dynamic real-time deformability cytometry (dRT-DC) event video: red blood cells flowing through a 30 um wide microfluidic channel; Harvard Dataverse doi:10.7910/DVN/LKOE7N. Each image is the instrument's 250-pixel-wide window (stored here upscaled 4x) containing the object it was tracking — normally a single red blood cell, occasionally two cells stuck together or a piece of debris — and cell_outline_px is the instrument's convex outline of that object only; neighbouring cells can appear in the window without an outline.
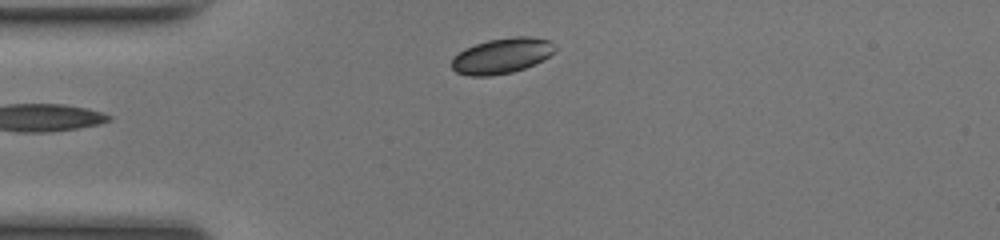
{"species": "common noctule bat (a hibernating species)", "species_latin": "Nyctalus noctula", "temperature_condition": "room temperature", "stored_images_in_passage": 33, "camera_frame_rate_fps": 3000, "um_per_image_px": 0.085, "animal": {"sex": "female", "body_mass_g": 17.0, "forearm_length_mm": 48.0}, "frame": {"image": 1, "passage_image": 1, "time_ms": 0.0, "image_size_px": [1000, 240], "cell_outline_px": [[556, 48], [548, 56], [524, 68], [512, 72], [488, 76], [472, 76], [456, 72], [452, 68], [452, 60], [464, 48], [488, 40], [516, 36], [528, 36], [548, 40]], "centroid_in_image_um": [42.62, 4.74], "position_along_channel_um": 42.4, "area_um2": 20.87}}
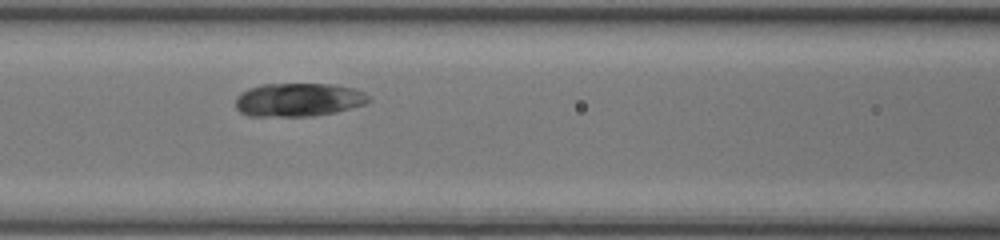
{"frame": {"image": 2, "passage_image": 10, "time_ms": 3.0, "image_size_px": [1000, 240], "cell_outline_px": [[372, 100], [364, 104], [336, 112], [312, 116], [248, 116], [240, 112], [236, 108], [236, 96], [240, 92], [248, 88], [260, 84], [332, 84], [352, 88], [364, 92]], "centroid_in_image_um": [25.33, 8.48], "position_along_channel_um": 141.3, "area_um2": 26.07}}
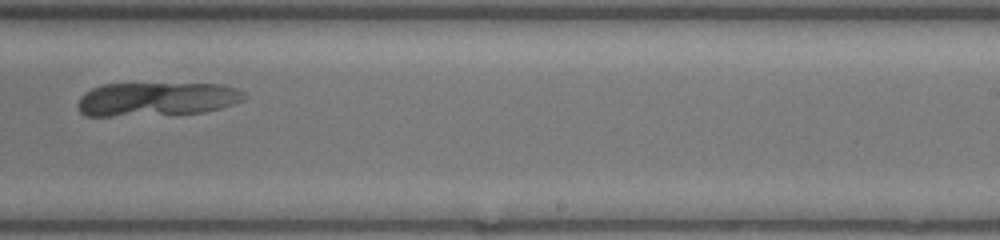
{"frame": {"image": 3, "passage_image": 20, "time_ms": 6.333, "image_size_px": [1000, 240], "cell_outline_px": [[248, 96], [244, 100], [220, 108], [204, 112], [112, 116], [84, 116], [80, 112], [76, 104], [80, 96], [84, 92], [92, 88], [104, 84], [220, 84], [236, 88], [244, 92]], "centroid_in_image_um": [13.29, 8.42], "position_along_channel_um": 275.7, "area_um2": 32.71}, "authors_computed_cell_mechanics": {"area_um2": 27.5128, "velocity_mm_per_s": 4.0509, "shape_relaxation_time_tau1_ms": 4.8345, "shape_relaxation_time_tau2_ms": null, "deformation_change_tau1": null, "deformation_change_tau2": null}}